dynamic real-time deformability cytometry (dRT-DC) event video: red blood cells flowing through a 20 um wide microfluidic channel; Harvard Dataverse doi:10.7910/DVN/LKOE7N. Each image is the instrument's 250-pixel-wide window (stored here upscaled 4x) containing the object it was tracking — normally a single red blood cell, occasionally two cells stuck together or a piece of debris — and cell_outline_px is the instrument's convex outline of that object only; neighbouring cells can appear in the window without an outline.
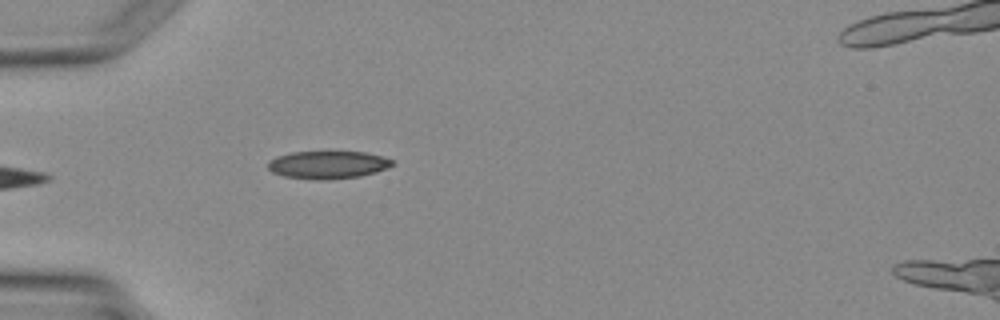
{"species": "Egyptian fruit bat (a non-hibernating species)", "species_latin": "Rousettus aegyptiacus", "temperature_condition": "warm", "stored_images_in_passage": 1, "camera_frame_rate_fps": 3000, "um_per_image_px": 0.085, "animal": {"sex": "female"}, "frame": {"image": 1, "passage_image": 1, "time_ms": 0.0, "image_size_px": [1000, 320], "cell_outline_px": [[392, 164], [388, 168], [376, 172], [360, 176], [324, 180], [320, 180], [284, 176], [272, 172], [268, 168], [268, 160], [276, 156], [292, 152], [364, 152], [380, 156], [392, 160]], "centroid_in_image_um": [27.83, 14.01], "position_along_channel_um": 57.2, "area_um2": 19.94}}